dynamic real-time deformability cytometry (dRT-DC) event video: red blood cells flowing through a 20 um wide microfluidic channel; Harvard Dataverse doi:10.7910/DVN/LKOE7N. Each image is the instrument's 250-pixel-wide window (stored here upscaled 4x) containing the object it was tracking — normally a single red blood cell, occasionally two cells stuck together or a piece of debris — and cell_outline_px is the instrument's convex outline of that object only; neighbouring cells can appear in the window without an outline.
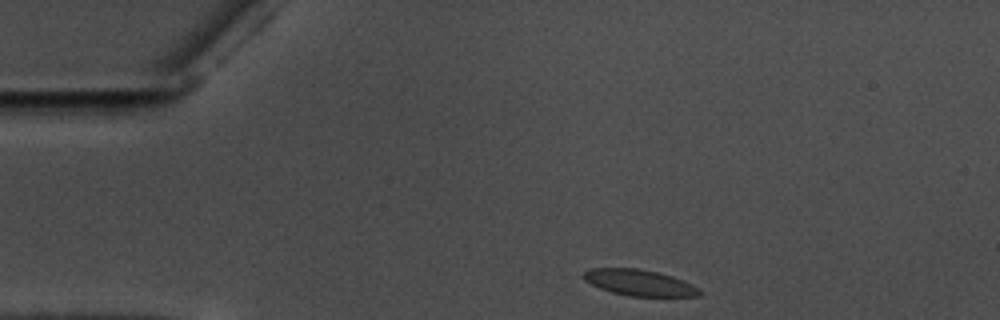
{"species": "common noctule bat (a hibernating species)", "species_latin": "Nyctalus noctula", "temperature_condition": "warm", "stored_images_in_passage": 37, "camera_frame_rate_fps": 3000, "um_per_image_px": 0.085, "animal": {"sex": "male", "body_mass_g": 17.5, "forearm_length_mm": 52.3}, "frame": {"image": 1, "passage_image": 1, "time_ms": 0.0, "image_size_px": [1000, 320], "cell_outline_px": [[704, 292], [700, 296], [628, 296], [612, 292], [600, 288], [584, 280], [580, 276], [584, 272], [592, 268], [636, 268], [656, 272], [672, 276], [684, 280], [700, 288]], "centroid_in_image_um": [54.37, 24.03], "position_along_channel_um": 30.6, "area_um2": 17.74}}
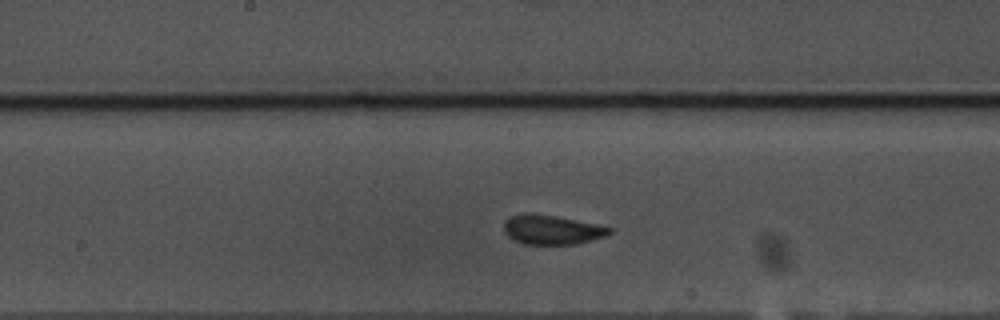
{"frame": {"image": 2, "passage_image": 20, "time_ms": 6.333, "image_size_px": [1000, 320], "cell_outline_px": [[612, 232], [604, 236], [576, 244], [524, 244], [508, 236], [504, 232], [504, 224], [512, 216], [524, 212], [532, 212], [596, 224], [612, 228]], "centroid_in_image_um": [46.89, 19.52], "position_along_channel_um": 201.3, "area_um2": 17.8}}
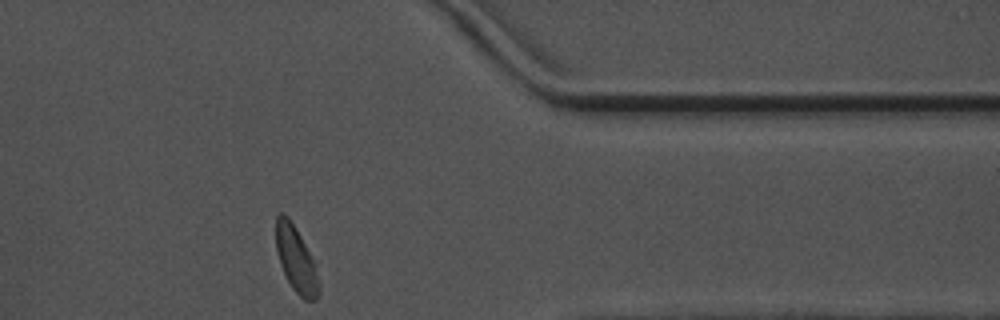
{"frame": {"image": 3, "passage_image": 37, "time_ms": 12.0, "image_size_px": [1000, 320], "cell_outline_px": [[320, 292], [316, 300], [304, 300], [292, 288], [280, 264], [276, 248], [276, 216], [280, 212], [284, 212], [288, 216], [300, 236], [316, 264], [320, 284]], "centroid_in_image_um": [25.19, 22.07], "position_along_channel_um": 386.2, "area_um2": 16.47}, "authors_computed_cell_mechanics": {"area_um2": 17.6868, "velocity_mm_per_s": 3.5365, "shape_relaxation_time_tau1_ms": 8.011, "shape_relaxation_time_tau2_ms": 0.6162, "deformation_change_tau1": 0.1318, "deformation_change_tau2": 0.0642}}